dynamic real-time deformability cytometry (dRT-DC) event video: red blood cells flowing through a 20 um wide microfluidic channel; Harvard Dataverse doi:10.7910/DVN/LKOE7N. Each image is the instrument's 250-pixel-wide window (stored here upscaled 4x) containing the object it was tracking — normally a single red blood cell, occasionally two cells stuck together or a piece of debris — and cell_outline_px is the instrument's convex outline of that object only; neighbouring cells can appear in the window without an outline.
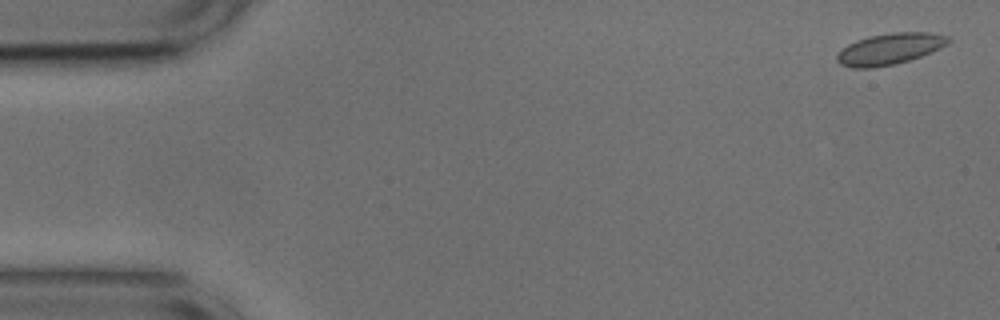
{"species": "common noctule bat (a hibernating species)", "species_latin": "Nyctalus noctula", "temperature_condition": "cold", "stored_images_in_passage": 51, "camera_frame_rate_fps": 3000, "um_per_image_px": 0.085, "animal": {"sex": "male", "body_mass_g": 17.9, "forearm_length_mm": 54.2}, "frame": {"image": 1, "passage_image": 2, "time_ms": 0.333, "image_size_px": [1000, 320], "cell_outline_px": [[952, 40], [948, 44], [932, 52], [896, 64], [872, 68], [852, 68], [840, 64], [836, 60], [836, 56], [848, 44], [856, 40], [868, 36], [892, 32], [932, 32], [948, 36]], "centroid_in_image_um": [75.65, 4.15], "position_along_channel_um": 9.4, "area_um2": 20.4}}
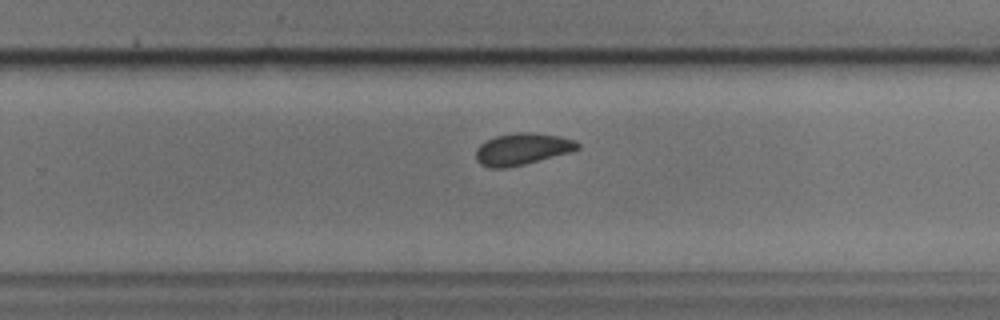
{"frame": {"image": 2, "passage_image": 34, "time_ms": 11.0, "image_size_px": [1000, 320], "cell_outline_px": [[580, 148], [568, 152], [524, 164], [504, 168], [488, 168], [480, 164], [476, 160], [476, 148], [484, 140], [496, 136], [516, 132], [532, 132], [560, 136], [572, 140], [580, 144]], "centroid_in_image_um": [44.32, 12.66], "position_along_channel_um": 285.5, "area_um2": 18.73}}
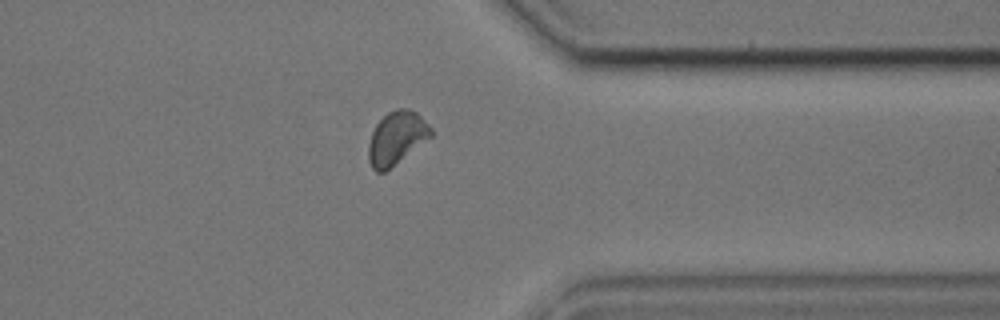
{"frame": {"image": 3, "passage_image": 42, "time_ms": 13.667, "image_size_px": [1000, 320], "cell_outline_px": [[432, 136], [384, 172], [376, 172], [372, 168], [368, 160], [368, 144], [372, 132], [376, 124], [388, 112], [396, 108], [408, 108], [416, 112], [432, 128]], "centroid_in_image_um": [33.69, 11.72], "position_along_channel_um": 377.7, "area_um2": 19.13}, "authors_computed_cell_mechanics": {"area_um2": 18.9584, "velocity_mm_per_s": 3.7259, "shape_relaxation_time_tau1_ms": 6.3679, "shape_relaxation_time_tau2_ms": 1.349, "deformation_change_tau1": 0.0729, "deformation_change_tau2": 0.0554}}